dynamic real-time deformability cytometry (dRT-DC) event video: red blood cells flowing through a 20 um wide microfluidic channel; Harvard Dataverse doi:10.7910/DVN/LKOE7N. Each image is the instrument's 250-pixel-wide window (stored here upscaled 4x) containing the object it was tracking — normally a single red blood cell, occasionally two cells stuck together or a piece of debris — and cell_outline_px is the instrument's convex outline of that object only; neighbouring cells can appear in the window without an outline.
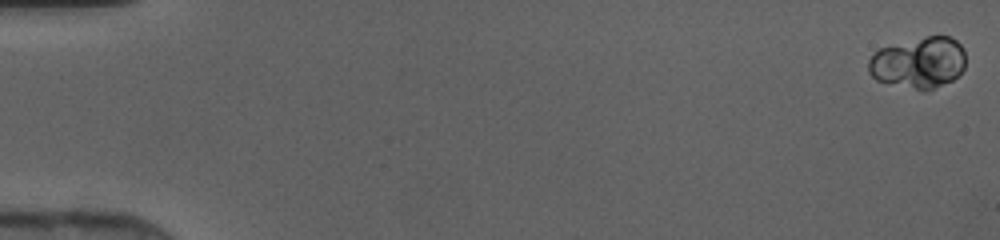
{"species": "human", "species_latin": "Homo sapiens", "temperature_condition": "cold", "stored_images_in_passage": 49, "camera_frame_rate_fps": 3000, "um_per_image_px": 0.085, "donor": {"sex": "female"}, "frame": {"image": 1, "passage_image": 1, "time_ms": 0.0, "image_size_px": [1000, 240], "cell_outline_px": [[964, 68], [952, 80], [924, 92], [876, 80], [868, 72], [868, 60], [880, 48], [928, 36], [948, 36], [956, 40], [960, 44], [964, 52]], "centroid_in_image_um": [78.07, 5.34], "position_along_channel_um": 6.9, "area_um2": 28.78}}
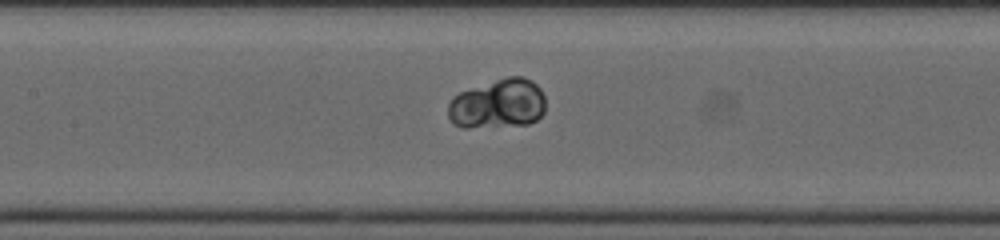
{"frame": {"image": 2, "passage_image": 25, "time_ms": 8.0, "image_size_px": [1000, 240], "cell_outline_px": [[544, 112], [536, 120], [528, 124], [468, 128], [464, 128], [456, 124], [448, 116], [448, 104], [452, 96], [460, 92], [508, 76], [524, 76], [532, 80], [540, 88], [544, 96]], "centroid_in_image_um": [42.33, 8.82], "position_along_channel_um": 165.1, "area_um2": 28.03}}
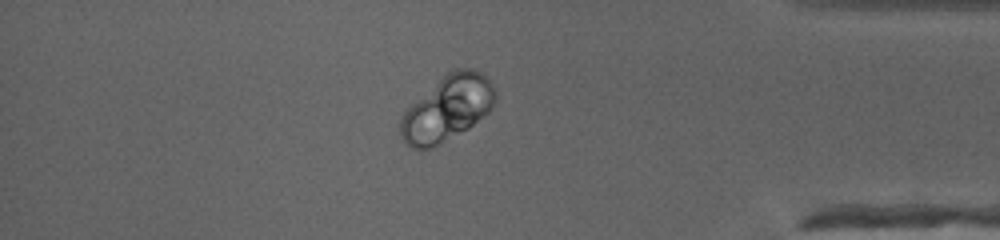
{"frame": {"image": 3, "passage_image": 43, "time_ms": 14.0, "image_size_px": [1000, 240], "cell_outline_px": [[496, 100], [492, 108], [488, 112], [468, 128], [432, 148], [412, 148], [404, 140], [400, 132], [400, 120], [404, 112], [412, 104], [448, 72], [456, 68], [472, 68], [480, 72], [492, 84], [496, 92]], "centroid_in_image_um": [38.05, 9.21], "position_along_channel_um": 397.2, "area_um2": 35.32}}